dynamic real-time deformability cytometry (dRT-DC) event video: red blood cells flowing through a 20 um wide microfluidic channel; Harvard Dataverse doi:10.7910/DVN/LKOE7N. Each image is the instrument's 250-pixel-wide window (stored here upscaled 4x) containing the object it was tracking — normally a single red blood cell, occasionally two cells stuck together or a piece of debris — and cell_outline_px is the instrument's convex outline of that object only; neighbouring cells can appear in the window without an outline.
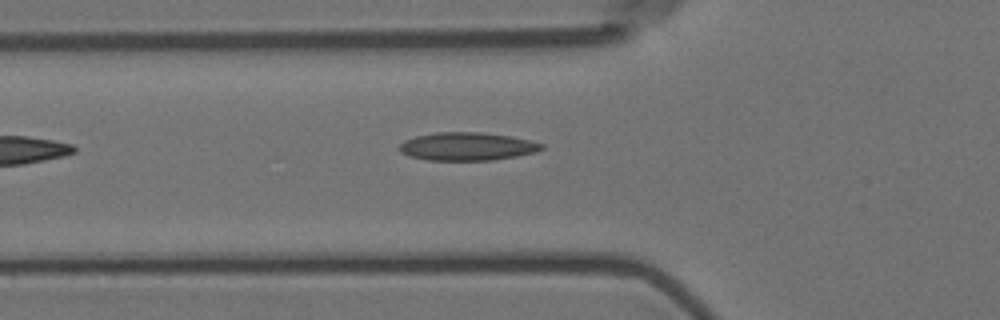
{"species": "Egyptian fruit bat (a non-hibernating species)", "species_latin": "Rousettus aegyptiacus", "temperature_condition": "room temperature", "stored_images_in_passage": 6, "camera_frame_rate_fps": 3000, "um_per_image_px": 0.085, "animal": {"sex": "female"}, "frame": {"image": 1, "passage_image": 6, "time_ms": 6.0, "image_size_px": [1000, 320], "cell_outline_px": [[544, 148], [536, 152], [516, 156], [492, 160], [428, 160], [408, 156], [400, 152], [400, 144], [404, 140], [416, 136], [436, 132], [480, 132], [512, 136], [544, 144]], "centroid_in_image_um": [39.7, 12.44], "position_along_channel_um": 86.1, "area_um2": 23.29}}